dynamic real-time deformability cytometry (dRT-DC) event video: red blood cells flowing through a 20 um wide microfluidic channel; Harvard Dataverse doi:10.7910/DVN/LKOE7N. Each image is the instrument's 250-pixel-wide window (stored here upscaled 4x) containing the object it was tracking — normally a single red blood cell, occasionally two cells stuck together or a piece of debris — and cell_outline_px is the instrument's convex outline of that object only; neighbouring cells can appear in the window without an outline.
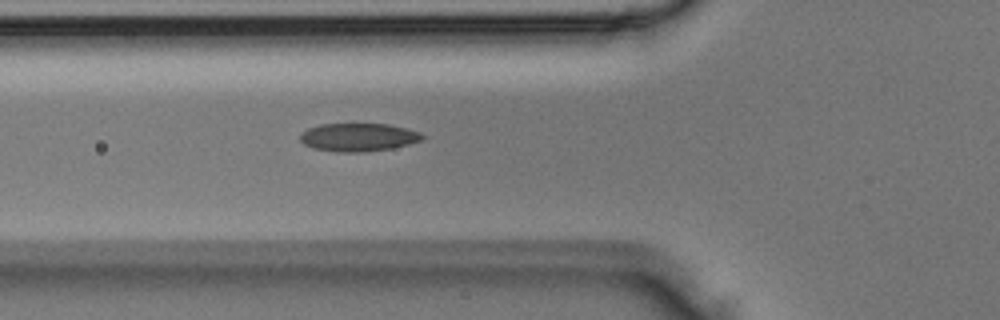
{"species": "Egyptian fruit bat (a non-hibernating species)", "species_latin": "Rousettus aegyptiacus", "temperature_condition": "room temperature", "stored_images_in_passage": 4, "camera_frame_rate_fps": 3000, "um_per_image_px": 0.085, "animal": {"sex": "male"}, "frame": {"image": 1, "passage_image": 4, "time_ms": 1.0, "image_size_px": [1000, 320], "cell_outline_px": [[428, 136], [420, 140], [408, 144], [392, 148], [364, 152], [336, 152], [312, 148], [304, 144], [300, 140], [300, 136], [308, 128], [320, 124], [388, 124], [420, 132]], "centroid_in_image_um": [30.46, 11.67], "position_along_channel_um": 95.3, "area_um2": 20.0}}